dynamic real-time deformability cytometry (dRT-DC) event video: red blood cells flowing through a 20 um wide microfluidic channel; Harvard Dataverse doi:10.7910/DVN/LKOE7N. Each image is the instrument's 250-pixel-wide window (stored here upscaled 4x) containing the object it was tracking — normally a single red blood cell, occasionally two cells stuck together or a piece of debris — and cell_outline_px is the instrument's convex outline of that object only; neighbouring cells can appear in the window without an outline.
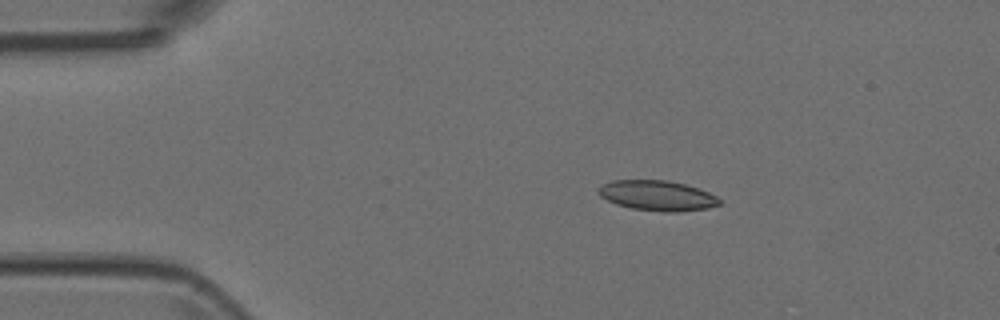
{"species": "Egyptian fruit bat (a non-hibernating species)", "species_latin": "Rousettus aegyptiacus", "temperature_condition": "room temperature", "stored_images_in_passage": 4, "camera_frame_rate_fps": 3000, "um_per_image_px": 0.085, "animal": {"sex": "female"}, "frame": {"image": 1, "passage_image": 3, "time_ms": 0.667, "image_size_px": [1000, 320], "cell_outline_px": [[720, 204], [708, 208], [676, 212], [664, 212], [632, 208], [616, 204], [600, 196], [600, 188], [604, 184], [612, 180], [668, 180], [684, 184], [708, 192], [716, 196], [720, 200]], "centroid_in_image_um": [55.89, 16.63], "position_along_channel_um": 29.1, "area_um2": 20.98}}